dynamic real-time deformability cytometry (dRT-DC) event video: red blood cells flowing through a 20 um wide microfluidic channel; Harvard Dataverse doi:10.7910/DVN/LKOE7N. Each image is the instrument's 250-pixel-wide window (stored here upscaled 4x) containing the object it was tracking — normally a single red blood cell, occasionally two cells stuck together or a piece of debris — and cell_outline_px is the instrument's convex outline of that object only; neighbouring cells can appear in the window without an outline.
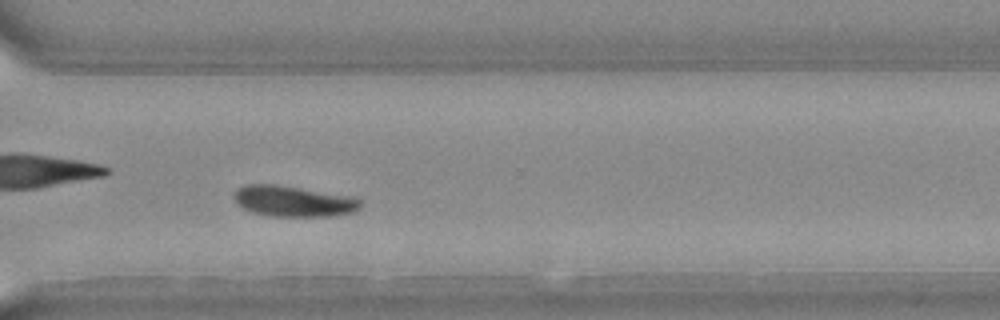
{"species": "Egyptian fruit bat (a non-hibernating species)", "species_latin": "Rousettus aegyptiacus", "temperature_condition": "warm", "stored_images_in_passage": 28, "camera_frame_rate_fps": 3000, "um_per_image_px": 0.085, "animal": {"sex": "female"}, "frame": {"image": 1, "passage_image": 20, "time_ms": 6.333, "image_size_px": [1000, 320], "cell_outline_px": [[360, 208], [352, 212], [332, 216], [272, 216], [252, 212], [244, 208], [232, 196], [244, 184], [272, 184], [348, 196], [360, 200]], "centroid_in_image_um": [24.92, 17.11], "position_along_channel_um": 345.7, "area_um2": 22.08}}
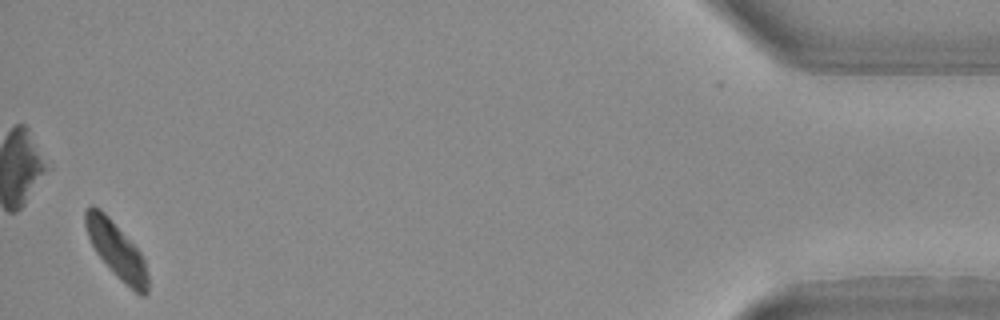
{"frame": {"image": 2, "passage_image": 28, "time_ms": 9.0, "image_size_px": [1000, 320], "cell_outline_px": [[148, 296], [140, 296], [120, 280], [96, 252], [88, 236], [84, 224], [84, 212], [88, 208], [100, 208], [108, 216], [140, 252], [144, 260], [148, 276]], "centroid_in_image_um": [9.92, 21.31], "position_along_channel_um": 425.3, "area_um2": 20.0}}